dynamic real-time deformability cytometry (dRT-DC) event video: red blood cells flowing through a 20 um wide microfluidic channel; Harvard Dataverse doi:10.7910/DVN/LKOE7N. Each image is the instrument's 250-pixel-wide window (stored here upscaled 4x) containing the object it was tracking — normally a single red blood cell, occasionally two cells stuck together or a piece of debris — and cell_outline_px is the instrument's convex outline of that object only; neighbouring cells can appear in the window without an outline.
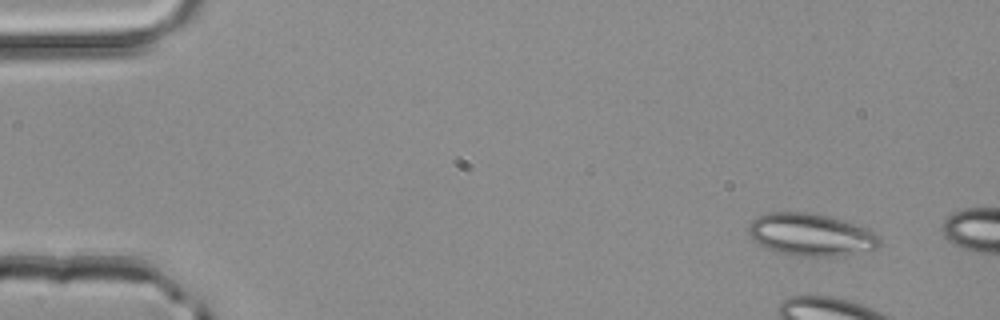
{"species": "common noctule bat (a hibernating species)", "species_latin": "Nyctalus noctula", "temperature_condition": "room temperature", "stored_images_in_passage": 3, "camera_frame_rate_fps": 3000, "um_per_image_px": 0.085, "animal": {"sex": "male", "body_mass_g": 20.4}, "frame": {"image": 1, "passage_image": 1, "time_ms": 0.0, "image_size_px": [1000, 320], "cell_outline_px": [[880, 244], [876, 248], [832, 256], [792, 256], [776, 252], [760, 244], [748, 236], [748, 224], [752, 220], [768, 212], [808, 212], [828, 216], [876, 232], [880, 236]], "centroid_in_image_um": [68.87, 19.94], "position_along_channel_um": 16.1, "area_um2": 32.02}}